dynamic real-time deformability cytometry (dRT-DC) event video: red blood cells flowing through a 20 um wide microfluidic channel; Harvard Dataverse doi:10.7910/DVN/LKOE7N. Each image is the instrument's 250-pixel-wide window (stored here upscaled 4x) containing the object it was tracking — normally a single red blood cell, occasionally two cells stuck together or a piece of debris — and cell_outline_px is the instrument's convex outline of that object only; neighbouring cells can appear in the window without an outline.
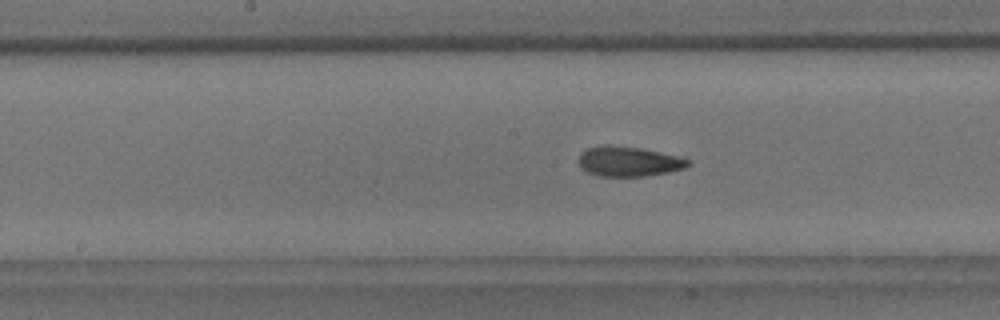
{"species": "common noctule bat (a hibernating species)", "species_latin": "Nyctalus noctula", "temperature_condition": "room temperature", "stored_images_in_passage": 43, "camera_frame_rate_fps": 3000, "um_per_image_px": 0.085, "animal": {"sex": "male", "body_mass_g": 18.8}, "frame": {"image": 1, "passage_image": 21, "time_ms": 6.667, "image_size_px": [1000, 320], "cell_outline_px": [[692, 164], [684, 168], [668, 172], [644, 176], [600, 176], [588, 172], [580, 168], [580, 152], [588, 148], [604, 144], [608, 144], [640, 148], [676, 156], [692, 160]], "centroid_in_image_um": [53.43, 13.72], "position_along_channel_um": 194.8, "area_um2": 19.02}}
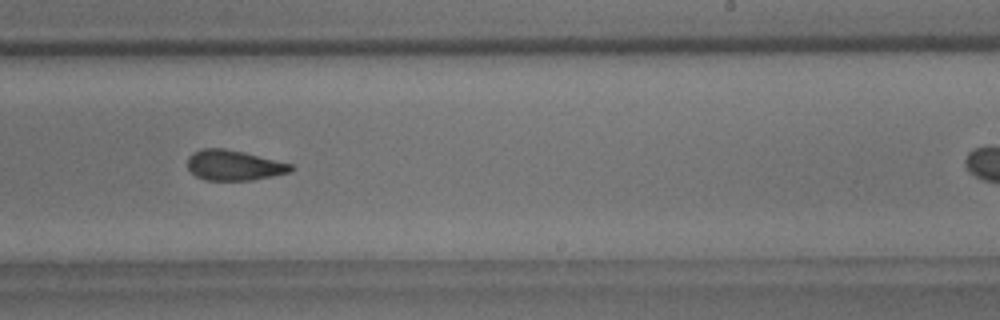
{"frame": {"image": 2, "passage_image": 27, "time_ms": 8.667, "image_size_px": [1000, 320], "cell_outline_px": [[296, 168], [288, 172], [272, 176], [252, 180], [204, 180], [196, 176], [188, 168], [188, 156], [192, 152], [200, 148], [224, 148], [244, 152], [292, 164]], "centroid_in_image_um": [19.86, 14.04], "position_along_channel_um": 269.1, "area_um2": 18.26}}
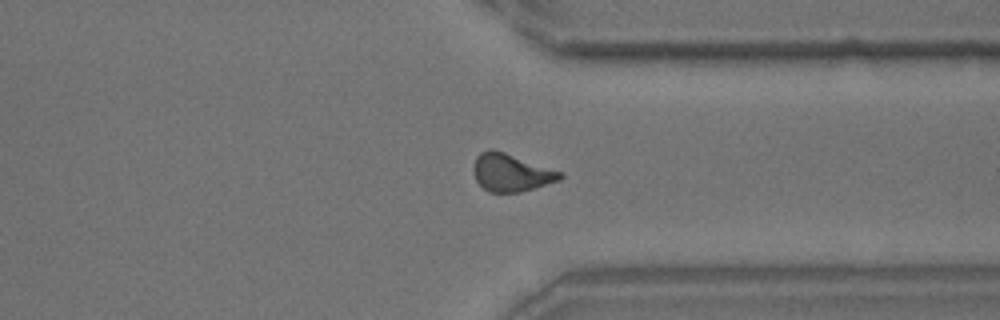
{"frame": {"image": 3, "passage_image": 35, "time_ms": 11.333, "image_size_px": [1000, 320], "cell_outline_px": [[564, 176], [560, 180], [520, 192], [488, 192], [476, 180], [472, 168], [476, 156], [480, 152], [492, 148], [564, 172]], "centroid_in_image_um": [43.44, 14.66], "position_along_channel_um": 368.0, "area_um2": 19.07}}